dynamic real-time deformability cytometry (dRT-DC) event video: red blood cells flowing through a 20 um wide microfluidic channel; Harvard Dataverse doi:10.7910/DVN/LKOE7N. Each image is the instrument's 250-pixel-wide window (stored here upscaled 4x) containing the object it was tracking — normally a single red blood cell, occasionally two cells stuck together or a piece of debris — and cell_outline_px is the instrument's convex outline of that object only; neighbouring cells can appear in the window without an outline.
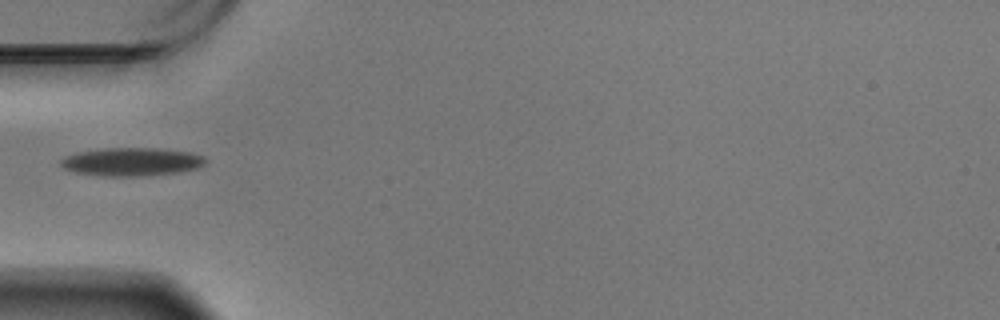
{"species": "Egyptian fruit bat (a non-hibernating species)", "species_latin": "Rousettus aegyptiacus", "temperature_condition": "warm", "stored_images_in_passage": 24, "camera_frame_rate_fps": 3000, "um_per_image_px": 0.085, "animal": {"sex": "male"}, "frame": {"image": 1, "passage_image": 1, "time_ms": 0.0, "image_size_px": [1000, 320], "cell_outline_px": [[208, 160], [204, 164], [196, 168], [180, 172], [144, 176], [104, 176], [76, 172], [64, 168], [60, 164], [60, 160], [64, 156], [80, 152], [104, 148], [156, 148], [188, 152], [204, 156]], "centroid_in_image_um": [11.2, 13.75], "position_along_channel_um": 73.8, "area_um2": 23.76}}
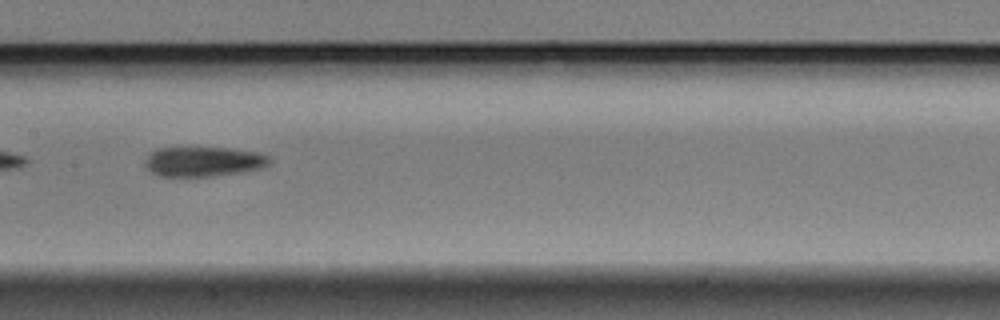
{"frame": {"image": 2, "passage_image": 11, "time_ms": 3.333, "image_size_px": [1000, 320], "cell_outline_px": [[272, 160], [268, 164], [260, 168], [244, 172], [216, 176], [160, 176], [152, 172], [144, 164], [144, 160], [156, 148], [228, 148], [260, 152], [268, 156]], "centroid_in_image_um": [17.32, 13.73], "position_along_channel_um": 190.1, "area_um2": 21.62}}
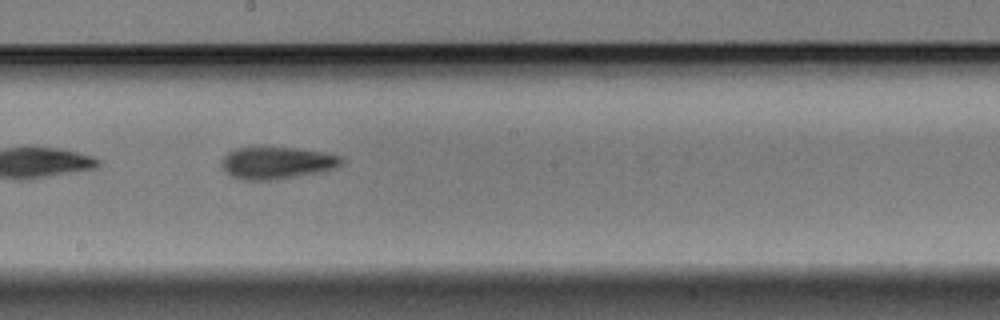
{"frame": {"image": 3, "passage_image": 14, "time_ms": 4.333, "image_size_px": [1000, 320], "cell_outline_px": [[344, 164], [336, 168], [324, 172], [276, 180], [240, 180], [224, 172], [220, 164], [220, 160], [228, 152], [236, 148], [260, 144], [296, 148], [324, 152], [340, 156], [344, 160]], "centroid_in_image_um": [23.51, 13.82], "position_along_channel_um": 224.7, "area_um2": 23.7}}